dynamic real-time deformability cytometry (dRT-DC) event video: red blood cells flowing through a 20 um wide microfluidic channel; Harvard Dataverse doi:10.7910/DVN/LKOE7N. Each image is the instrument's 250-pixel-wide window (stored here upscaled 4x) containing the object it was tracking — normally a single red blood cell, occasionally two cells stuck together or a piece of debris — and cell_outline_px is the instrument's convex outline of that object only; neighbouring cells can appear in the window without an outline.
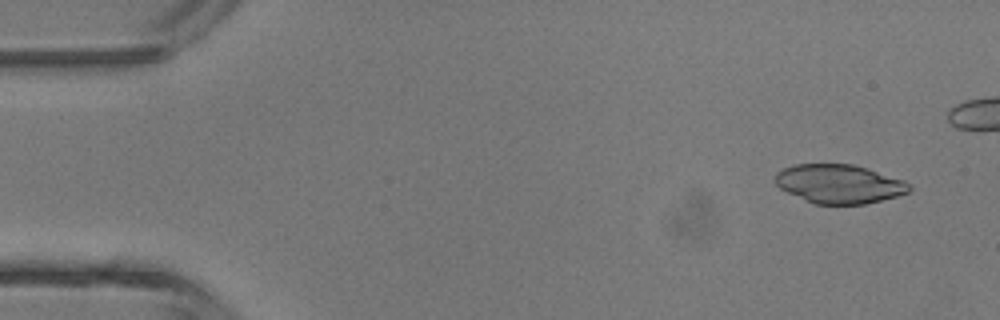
{"species": "common noctule bat (a hibernating species)", "species_latin": "Nyctalus noctula", "temperature_condition": "room temperature", "stored_images_in_passage": 4, "camera_frame_rate_fps": 3000, "um_per_image_px": 0.085, "animal": {"sex": "male", "body_mass_g": 13.3}, "frame": {"image": 1, "passage_image": 1, "time_ms": 0.0, "image_size_px": [1000, 320], "cell_outline_px": [[912, 188], [908, 192], [896, 196], [864, 204], [816, 204], [788, 192], [780, 188], [772, 180], [776, 172], [784, 168], [796, 164], [852, 164], [868, 168], [904, 180], [912, 184]], "centroid_in_image_um": [71.33, 15.62], "position_along_channel_um": 13.7, "area_um2": 30.35}}